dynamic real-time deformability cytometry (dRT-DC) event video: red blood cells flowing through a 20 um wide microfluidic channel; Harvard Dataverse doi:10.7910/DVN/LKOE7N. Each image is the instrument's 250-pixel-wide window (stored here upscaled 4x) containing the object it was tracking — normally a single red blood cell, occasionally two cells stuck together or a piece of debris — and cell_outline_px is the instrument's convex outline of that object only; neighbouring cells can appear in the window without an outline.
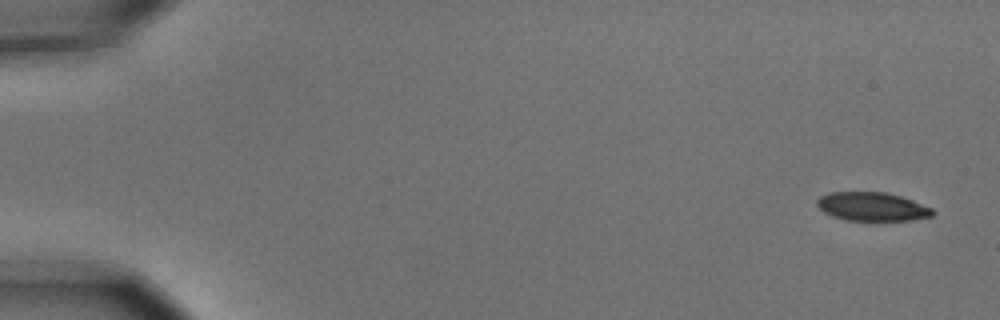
{"species": "common noctule bat (a hibernating species)", "species_latin": "Nyctalus noctula", "temperature_condition": "cold", "stored_images_in_passage": 6, "camera_frame_rate_fps": 3000, "um_per_image_px": 0.085, "animal": {"sex": "male", "body_mass_g": 15.6}, "frame": {"image": 1, "passage_image": 1, "time_ms": 0.0, "image_size_px": [1000, 320], "cell_outline_px": [[936, 212], [932, 216], [912, 220], [844, 220], [832, 216], [824, 212], [816, 204], [816, 200], [820, 196], [828, 192], [884, 192], [900, 196], [912, 200], [932, 208]], "centroid_in_image_um": [74.12, 17.56], "position_along_channel_um": 10.9, "area_um2": 19.31}}
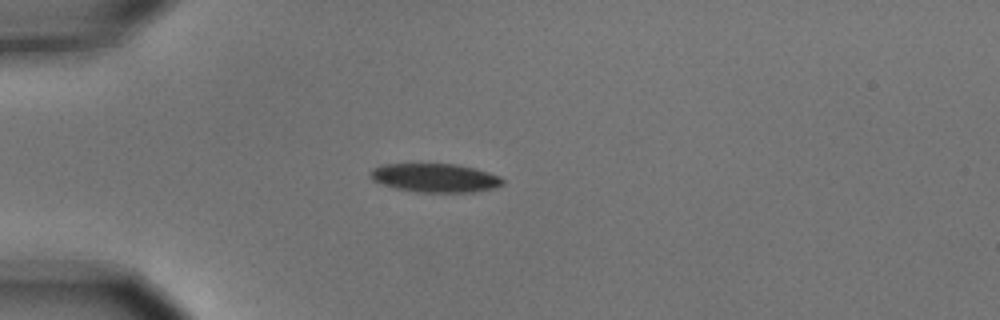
{"frame": {"image": 2, "passage_image": 4, "time_ms": 1.0, "image_size_px": [1000, 320], "cell_outline_px": [[504, 184], [496, 188], [472, 192], [416, 192], [396, 188], [372, 180], [368, 176], [368, 172], [372, 168], [380, 164], [456, 164], [476, 168], [500, 176], [504, 180]], "centroid_in_image_um": [36.98, 15.11], "position_along_channel_um": 48.0, "area_um2": 22.37}}
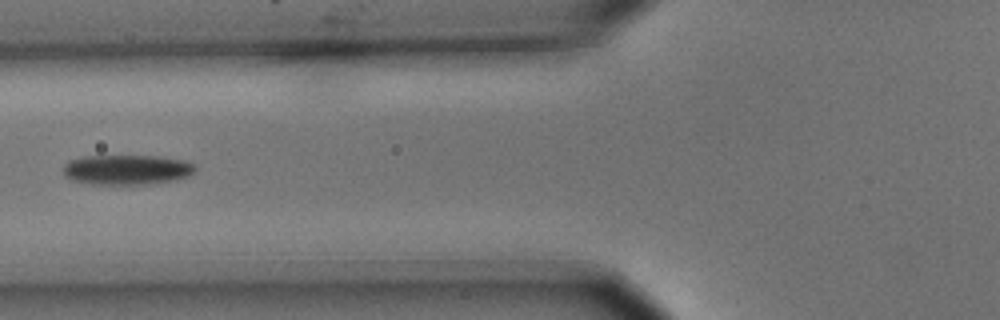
{"frame": {"image": 3, "passage_image": 6, "time_ms": 1.667, "image_size_px": [1000, 320], "cell_outline_px": [[196, 172], [188, 176], [176, 180], [148, 184], [88, 184], [72, 180], [64, 176], [64, 164], [68, 160], [84, 156], [160, 156], [184, 160], [196, 164]], "centroid_in_image_um": [10.8, 14.42], "position_along_channel_um": 115.0, "area_um2": 23.35}}